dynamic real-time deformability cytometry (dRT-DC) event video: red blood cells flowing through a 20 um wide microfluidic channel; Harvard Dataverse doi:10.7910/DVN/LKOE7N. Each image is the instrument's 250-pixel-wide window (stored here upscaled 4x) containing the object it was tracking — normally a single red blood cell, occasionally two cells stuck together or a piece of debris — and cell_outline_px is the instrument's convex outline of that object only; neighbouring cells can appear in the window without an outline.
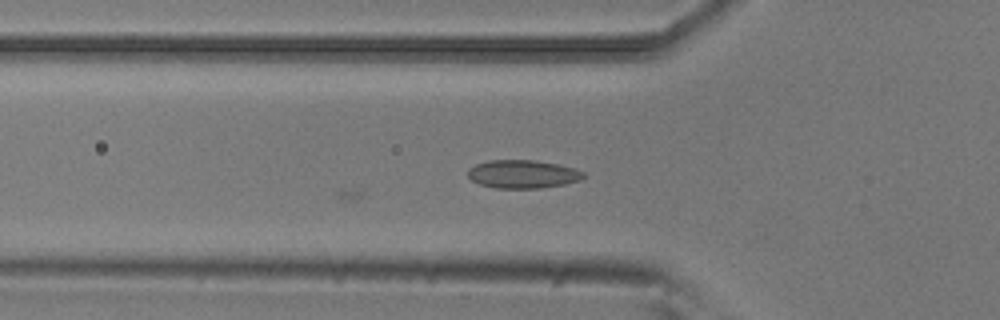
{"species": "common noctule bat (a hibernating species)", "species_latin": "Nyctalus noctula", "temperature_condition": "room temperature", "stored_images_in_passage": 18, "camera_frame_rate_fps": 3000, "um_per_image_px": 0.085, "animal": {"sex": "male", "body_mass_g": 20.5, "forearm_length_mm": 52.5}, "frame": {"image": 1, "passage_image": 18, "time_ms": 5.667, "image_size_px": [1000, 320], "cell_outline_px": [[584, 176], [580, 180], [564, 184], [540, 188], [496, 188], [480, 184], [472, 180], [468, 176], [468, 168], [476, 164], [488, 160], [532, 160], [560, 164], [584, 172]], "centroid_in_image_um": [44.42, 14.79], "position_along_channel_um": 81.4, "area_um2": 18.96}}